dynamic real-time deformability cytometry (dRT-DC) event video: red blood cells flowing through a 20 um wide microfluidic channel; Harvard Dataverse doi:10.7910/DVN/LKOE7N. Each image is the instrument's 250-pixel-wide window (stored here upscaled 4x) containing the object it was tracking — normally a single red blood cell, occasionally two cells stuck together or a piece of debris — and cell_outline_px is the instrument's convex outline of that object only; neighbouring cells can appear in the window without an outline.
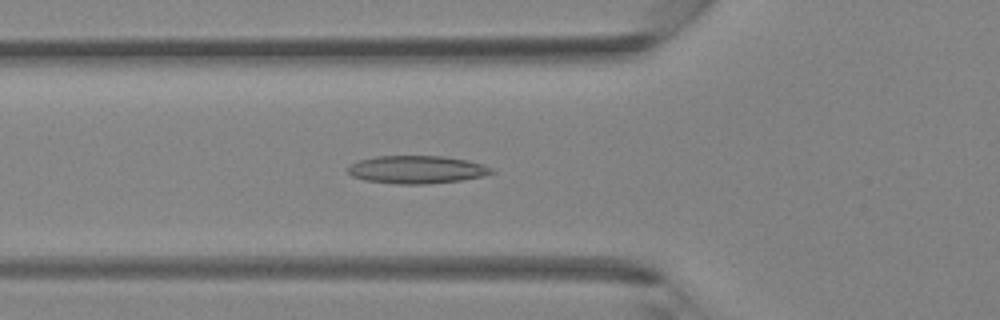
{"species": "Egyptian fruit bat (a non-hibernating species)", "species_latin": "Rousettus aegyptiacus", "temperature_condition": "room temperature", "stored_images_in_passage": 42, "camera_frame_rate_fps": 3000, "um_per_image_px": 0.085, "animal": {"sex": "female"}, "frame": {"image": 1, "passage_image": 15, "time_ms": 4.667, "image_size_px": [1000, 320], "cell_outline_px": [[496, 172], [484, 176], [460, 180], [428, 184], [400, 184], [364, 180], [352, 176], [348, 172], [348, 164], [360, 160], [376, 156], [444, 156], [468, 160], [492, 168]], "centroid_in_image_um": [35.42, 14.41], "position_along_channel_um": 90.4, "area_um2": 23.35}}
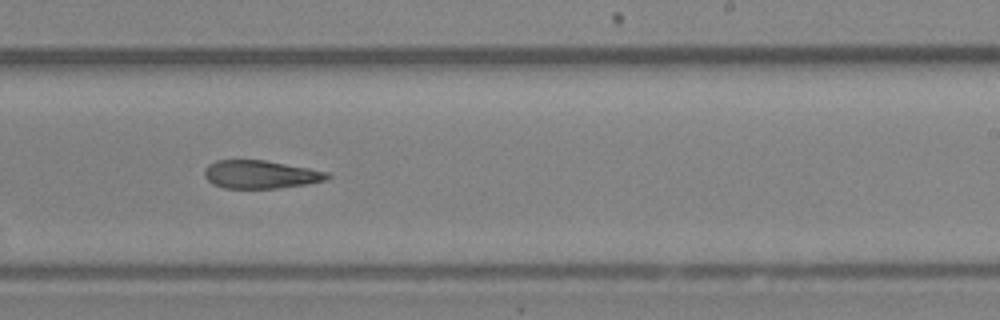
{"frame": {"image": 2, "passage_image": 26, "time_ms": 8.333, "image_size_px": [1000, 320], "cell_outline_px": [[332, 176], [324, 180], [308, 184], [276, 188], [224, 188], [212, 184], [204, 176], [204, 168], [208, 164], [216, 160], [264, 160], [308, 168], [328, 172]], "centroid_in_image_um": [22.11, 14.82], "position_along_channel_um": 266.9, "area_um2": 20.11}}
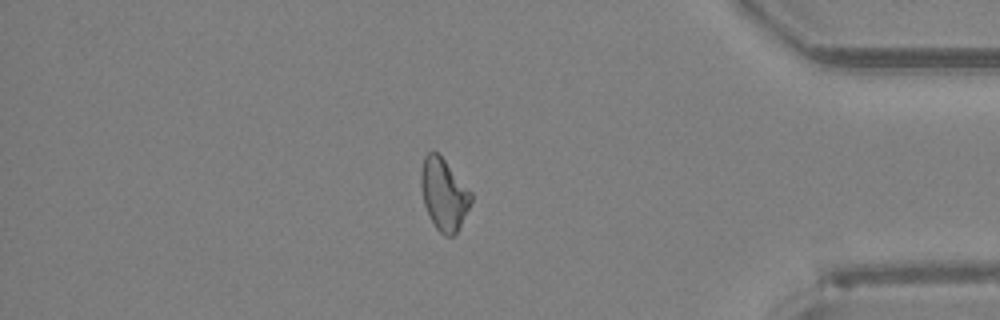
{"frame": {"image": 3, "passage_image": 36, "time_ms": 11.667, "image_size_px": [1000, 320], "cell_outline_px": [[472, 200], [456, 232], [452, 236], [444, 236], [436, 228], [428, 216], [424, 204], [420, 184], [420, 172], [424, 156], [428, 152], [436, 152], [444, 160], [472, 192]], "centroid_in_image_um": [37.7, 16.51], "position_along_channel_um": 397.5, "area_um2": 20.69}}